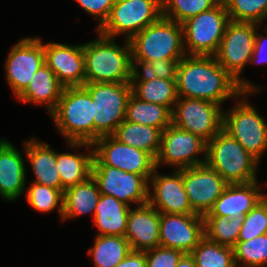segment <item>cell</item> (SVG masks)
Instances as JSON below:
<instances>
[{
    "mask_svg": "<svg viewBox=\"0 0 267 267\" xmlns=\"http://www.w3.org/2000/svg\"><path fill=\"white\" fill-rule=\"evenodd\" d=\"M176 86L178 97L202 99L219 105L243 92L215 56L185 55L178 64Z\"/></svg>",
    "mask_w": 267,
    "mask_h": 267,
    "instance_id": "6da1fadb",
    "label": "cell"
},
{
    "mask_svg": "<svg viewBox=\"0 0 267 267\" xmlns=\"http://www.w3.org/2000/svg\"><path fill=\"white\" fill-rule=\"evenodd\" d=\"M95 40L83 43L85 84L130 83L131 45L129 40L120 46L111 38L98 33Z\"/></svg>",
    "mask_w": 267,
    "mask_h": 267,
    "instance_id": "7a4b0ae2",
    "label": "cell"
},
{
    "mask_svg": "<svg viewBox=\"0 0 267 267\" xmlns=\"http://www.w3.org/2000/svg\"><path fill=\"white\" fill-rule=\"evenodd\" d=\"M50 116L67 143H94V103L83 86L64 87Z\"/></svg>",
    "mask_w": 267,
    "mask_h": 267,
    "instance_id": "3957f363",
    "label": "cell"
},
{
    "mask_svg": "<svg viewBox=\"0 0 267 267\" xmlns=\"http://www.w3.org/2000/svg\"><path fill=\"white\" fill-rule=\"evenodd\" d=\"M206 164L228 184L257 180L259 161L223 128L207 142Z\"/></svg>",
    "mask_w": 267,
    "mask_h": 267,
    "instance_id": "277c9868",
    "label": "cell"
},
{
    "mask_svg": "<svg viewBox=\"0 0 267 267\" xmlns=\"http://www.w3.org/2000/svg\"><path fill=\"white\" fill-rule=\"evenodd\" d=\"M129 42L131 59L181 60L186 55L182 25L164 16L135 34Z\"/></svg>",
    "mask_w": 267,
    "mask_h": 267,
    "instance_id": "5b68a950",
    "label": "cell"
},
{
    "mask_svg": "<svg viewBox=\"0 0 267 267\" xmlns=\"http://www.w3.org/2000/svg\"><path fill=\"white\" fill-rule=\"evenodd\" d=\"M259 24L251 22L229 21L218 51L214 55L217 62L237 81L243 91L261 90L240 75L246 64L250 63Z\"/></svg>",
    "mask_w": 267,
    "mask_h": 267,
    "instance_id": "8992f818",
    "label": "cell"
},
{
    "mask_svg": "<svg viewBox=\"0 0 267 267\" xmlns=\"http://www.w3.org/2000/svg\"><path fill=\"white\" fill-rule=\"evenodd\" d=\"M249 94L255 93L243 91L236 98L237 104L223 111V129L260 162L267 151V124L252 103L244 99Z\"/></svg>",
    "mask_w": 267,
    "mask_h": 267,
    "instance_id": "52a82bcc",
    "label": "cell"
},
{
    "mask_svg": "<svg viewBox=\"0 0 267 267\" xmlns=\"http://www.w3.org/2000/svg\"><path fill=\"white\" fill-rule=\"evenodd\" d=\"M224 2L183 22V43L186 55L214 56L229 23Z\"/></svg>",
    "mask_w": 267,
    "mask_h": 267,
    "instance_id": "ba28073f",
    "label": "cell"
},
{
    "mask_svg": "<svg viewBox=\"0 0 267 267\" xmlns=\"http://www.w3.org/2000/svg\"><path fill=\"white\" fill-rule=\"evenodd\" d=\"M83 87L94 103V142L113 135L125 120L127 101L132 94L130 83H90Z\"/></svg>",
    "mask_w": 267,
    "mask_h": 267,
    "instance_id": "9c48e42d",
    "label": "cell"
},
{
    "mask_svg": "<svg viewBox=\"0 0 267 267\" xmlns=\"http://www.w3.org/2000/svg\"><path fill=\"white\" fill-rule=\"evenodd\" d=\"M161 16V0H115L107 20L95 31L116 39L123 35L130 40Z\"/></svg>",
    "mask_w": 267,
    "mask_h": 267,
    "instance_id": "30bf717a",
    "label": "cell"
},
{
    "mask_svg": "<svg viewBox=\"0 0 267 267\" xmlns=\"http://www.w3.org/2000/svg\"><path fill=\"white\" fill-rule=\"evenodd\" d=\"M223 107L210 101L178 97L172 124L210 141L223 128Z\"/></svg>",
    "mask_w": 267,
    "mask_h": 267,
    "instance_id": "8fae6325",
    "label": "cell"
},
{
    "mask_svg": "<svg viewBox=\"0 0 267 267\" xmlns=\"http://www.w3.org/2000/svg\"><path fill=\"white\" fill-rule=\"evenodd\" d=\"M207 142L173 124L161 133L160 150L155 159L157 168L161 164L173 166L175 170L198 166L206 163ZM201 154L204 157L198 158Z\"/></svg>",
    "mask_w": 267,
    "mask_h": 267,
    "instance_id": "7c38bea8",
    "label": "cell"
},
{
    "mask_svg": "<svg viewBox=\"0 0 267 267\" xmlns=\"http://www.w3.org/2000/svg\"><path fill=\"white\" fill-rule=\"evenodd\" d=\"M93 165H108L142 175L147 181L156 169L155 159L147 152L119 142L112 135L103 136L93 144Z\"/></svg>",
    "mask_w": 267,
    "mask_h": 267,
    "instance_id": "4fadbf2b",
    "label": "cell"
},
{
    "mask_svg": "<svg viewBox=\"0 0 267 267\" xmlns=\"http://www.w3.org/2000/svg\"><path fill=\"white\" fill-rule=\"evenodd\" d=\"M45 63L44 44L39 37L15 43L5 60V76L16 98L28 87L33 75Z\"/></svg>",
    "mask_w": 267,
    "mask_h": 267,
    "instance_id": "5bb4252c",
    "label": "cell"
},
{
    "mask_svg": "<svg viewBox=\"0 0 267 267\" xmlns=\"http://www.w3.org/2000/svg\"><path fill=\"white\" fill-rule=\"evenodd\" d=\"M91 176L100 194L111 195L130 205H142L148 201V181L139 174L126 172L108 165H92Z\"/></svg>",
    "mask_w": 267,
    "mask_h": 267,
    "instance_id": "9a60e30c",
    "label": "cell"
},
{
    "mask_svg": "<svg viewBox=\"0 0 267 267\" xmlns=\"http://www.w3.org/2000/svg\"><path fill=\"white\" fill-rule=\"evenodd\" d=\"M182 179L192 210L204 216L228 183L206 163L182 169Z\"/></svg>",
    "mask_w": 267,
    "mask_h": 267,
    "instance_id": "2e32d148",
    "label": "cell"
},
{
    "mask_svg": "<svg viewBox=\"0 0 267 267\" xmlns=\"http://www.w3.org/2000/svg\"><path fill=\"white\" fill-rule=\"evenodd\" d=\"M160 246L190 254L205 236L200 214L160 213Z\"/></svg>",
    "mask_w": 267,
    "mask_h": 267,
    "instance_id": "e0dca14e",
    "label": "cell"
},
{
    "mask_svg": "<svg viewBox=\"0 0 267 267\" xmlns=\"http://www.w3.org/2000/svg\"><path fill=\"white\" fill-rule=\"evenodd\" d=\"M157 169L156 167L153 175L148 180L147 202L159 213L196 214L191 208L184 188L182 169L175 170L170 175L159 174Z\"/></svg>",
    "mask_w": 267,
    "mask_h": 267,
    "instance_id": "ac0fdd59",
    "label": "cell"
},
{
    "mask_svg": "<svg viewBox=\"0 0 267 267\" xmlns=\"http://www.w3.org/2000/svg\"><path fill=\"white\" fill-rule=\"evenodd\" d=\"M45 64L64 87L85 85L83 44L44 43Z\"/></svg>",
    "mask_w": 267,
    "mask_h": 267,
    "instance_id": "d6986e66",
    "label": "cell"
},
{
    "mask_svg": "<svg viewBox=\"0 0 267 267\" xmlns=\"http://www.w3.org/2000/svg\"><path fill=\"white\" fill-rule=\"evenodd\" d=\"M160 213L148 202L130 208L125 238L131 250L146 251L160 246Z\"/></svg>",
    "mask_w": 267,
    "mask_h": 267,
    "instance_id": "ffe728a7",
    "label": "cell"
},
{
    "mask_svg": "<svg viewBox=\"0 0 267 267\" xmlns=\"http://www.w3.org/2000/svg\"><path fill=\"white\" fill-rule=\"evenodd\" d=\"M258 181L228 184L213 207L204 216L227 218L247 215L267 194L262 193Z\"/></svg>",
    "mask_w": 267,
    "mask_h": 267,
    "instance_id": "44dd1931",
    "label": "cell"
},
{
    "mask_svg": "<svg viewBox=\"0 0 267 267\" xmlns=\"http://www.w3.org/2000/svg\"><path fill=\"white\" fill-rule=\"evenodd\" d=\"M25 158L11 142L0 139V196L15 201L26 190Z\"/></svg>",
    "mask_w": 267,
    "mask_h": 267,
    "instance_id": "7402d4cb",
    "label": "cell"
},
{
    "mask_svg": "<svg viewBox=\"0 0 267 267\" xmlns=\"http://www.w3.org/2000/svg\"><path fill=\"white\" fill-rule=\"evenodd\" d=\"M25 144V158L31 165L35 175L34 183L45 185L62 191L61 178L56 163V151L33 137Z\"/></svg>",
    "mask_w": 267,
    "mask_h": 267,
    "instance_id": "603a6c76",
    "label": "cell"
},
{
    "mask_svg": "<svg viewBox=\"0 0 267 267\" xmlns=\"http://www.w3.org/2000/svg\"><path fill=\"white\" fill-rule=\"evenodd\" d=\"M68 145L72 150H78L80 147H88L87 149L89 151L87 150L85 154L56 152V163L61 178L63 193L66 188L82 183L91 176L94 157L93 146L90 143L68 142Z\"/></svg>",
    "mask_w": 267,
    "mask_h": 267,
    "instance_id": "cb8c5ba5",
    "label": "cell"
},
{
    "mask_svg": "<svg viewBox=\"0 0 267 267\" xmlns=\"http://www.w3.org/2000/svg\"><path fill=\"white\" fill-rule=\"evenodd\" d=\"M64 86L54 72L44 63L33 75L28 87L17 97L23 103H33L36 107L45 105L50 114L59 101Z\"/></svg>",
    "mask_w": 267,
    "mask_h": 267,
    "instance_id": "d4e9b609",
    "label": "cell"
},
{
    "mask_svg": "<svg viewBox=\"0 0 267 267\" xmlns=\"http://www.w3.org/2000/svg\"><path fill=\"white\" fill-rule=\"evenodd\" d=\"M129 205L111 195L101 194L94 213V225L97 235L125 236Z\"/></svg>",
    "mask_w": 267,
    "mask_h": 267,
    "instance_id": "484cf974",
    "label": "cell"
},
{
    "mask_svg": "<svg viewBox=\"0 0 267 267\" xmlns=\"http://www.w3.org/2000/svg\"><path fill=\"white\" fill-rule=\"evenodd\" d=\"M101 194L92 176L77 185L68 187L63 193L62 222L85 214L94 213Z\"/></svg>",
    "mask_w": 267,
    "mask_h": 267,
    "instance_id": "4316f807",
    "label": "cell"
},
{
    "mask_svg": "<svg viewBox=\"0 0 267 267\" xmlns=\"http://www.w3.org/2000/svg\"><path fill=\"white\" fill-rule=\"evenodd\" d=\"M162 131L156 127L124 120L113 133L119 142L149 153L156 159L161 142Z\"/></svg>",
    "mask_w": 267,
    "mask_h": 267,
    "instance_id": "83f0119b",
    "label": "cell"
},
{
    "mask_svg": "<svg viewBox=\"0 0 267 267\" xmlns=\"http://www.w3.org/2000/svg\"><path fill=\"white\" fill-rule=\"evenodd\" d=\"M125 120L163 131L172 124V112L165 106L141 101L131 94L127 101Z\"/></svg>",
    "mask_w": 267,
    "mask_h": 267,
    "instance_id": "f1b7e54d",
    "label": "cell"
},
{
    "mask_svg": "<svg viewBox=\"0 0 267 267\" xmlns=\"http://www.w3.org/2000/svg\"><path fill=\"white\" fill-rule=\"evenodd\" d=\"M88 250L94 267H114L131 251L128 240L122 236L96 235Z\"/></svg>",
    "mask_w": 267,
    "mask_h": 267,
    "instance_id": "f546056e",
    "label": "cell"
},
{
    "mask_svg": "<svg viewBox=\"0 0 267 267\" xmlns=\"http://www.w3.org/2000/svg\"><path fill=\"white\" fill-rule=\"evenodd\" d=\"M132 94L141 101L159 104L171 112L178 100L176 81L157 78L146 82H130Z\"/></svg>",
    "mask_w": 267,
    "mask_h": 267,
    "instance_id": "4dcf8cb0",
    "label": "cell"
},
{
    "mask_svg": "<svg viewBox=\"0 0 267 267\" xmlns=\"http://www.w3.org/2000/svg\"><path fill=\"white\" fill-rule=\"evenodd\" d=\"M203 218L204 233L210 241L232 248L236 245L245 215L237 218L225 216H203Z\"/></svg>",
    "mask_w": 267,
    "mask_h": 267,
    "instance_id": "1f68e13d",
    "label": "cell"
},
{
    "mask_svg": "<svg viewBox=\"0 0 267 267\" xmlns=\"http://www.w3.org/2000/svg\"><path fill=\"white\" fill-rule=\"evenodd\" d=\"M197 267H236L234 249L204 236L190 253Z\"/></svg>",
    "mask_w": 267,
    "mask_h": 267,
    "instance_id": "d6a6232c",
    "label": "cell"
},
{
    "mask_svg": "<svg viewBox=\"0 0 267 267\" xmlns=\"http://www.w3.org/2000/svg\"><path fill=\"white\" fill-rule=\"evenodd\" d=\"M180 60H155L146 62L139 59H131L130 82H146L157 78L176 81L177 68ZM139 67L143 73H140Z\"/></svg>",
    "mask_w": 267,
    "mask_h": 267,
    "instance_id": "836d02e7",
    "label": "cell"
},
{
    "mask_svg": "<svg viewBox=\"0 0 267 267\" xmlns=\"http://www.w3.org/2000/svg\"><path fill=\"white\" fill-rule=\"evenodd\" d=\"M233 249L236 267L267 266V234L248 241H237Z\"/></svg>",
    "mask_w": 267,
    "mask_h": 267,
    "instance_id": "e575fe53",
    "label": "cell"
},
{
    "mask_svg": "<svg viewBox=\"0 0 267 267\" xmlns=\"http://www.w3.org/2000/svg\"><path fill=\"white\" fill-rule=\"evenodd\" d=\"M221 0H161L162 16L182 24L215 7Z\"/></svg>",
    "mask_w": 267,
    "mask_h": 267,
    "instance_id": "d590c367",
    "label": "cell"
},
{
    "mask_svg": "<svg viewBox=\"0 0 267 267\" xmlns=\"http://www.w3.org/2000/svg\"><path fill=\"white\" fill-rule=\"evenodd\" d=\"M229 19L237 22L263 24L267 20V0H222Z\"/></svg>",
    "mask_w": 267,
    "mask_h": 267,
    "instance_id": "8d00e7d4",
    "label": "cell"
},
{
    "mask_svg": "<svg viewBox=\"0 0 267 267\" xmlns=\"http://www.w3.org/2000/svg\"><path fill=\"white\" fill-rule=\"evenodd\" d=\"M29 205L38 212H52L58 209L60 219L63 216V192L45 185L32 182L26 192Z\"/></svg>",
    "mask_w": 267,
    "mask_h": 267,
    "instance_id": "74e56055",
    "label": "cell"
},
{
    "mask_svg": "<svg viewBox=\"0 0 267 267\" xmlns=\"http://www.w3.org/2000/svg\"><path fill=\"white\" fill-rule=\"evenodd\" d=\"M264 234H267V196L245 215L238 241H248Z\"/></svg>",
    "mask_w": 267,
    "mask_h": 267,
    "instance_id": "f35d334b",
    "label": "cell"
},
{
    "mask_svg": "<svg viewBox=\"0 0 267 267\" xmlns=\"http://www.w3.org/2000/svg\"><path fill=\"white\" fill-rule=\"evenodd\" d=\"M146 267H176L183 255L179 250L158 246L145 251Z\"/></svg>",
    "mask_w": 267,
    "mask_h": 267,
    "instance_id": "ab89813d",
    "label": "cell"
},
{
    "mask_svg": "<svg viewBox=\"0 0 267 267\" xmlns=\"http://www.w3.org/2000/svg\"><path fill=\"white\" fill-rule=\"evenodd\" d=\"M80 4V6L84 9V11L96 17L98 20V26L96 30L100 28L104 22L107 20L110 11L114 5L115 0H75Z\"/></svg>",
    "mask_w": 267,
    "mask_h": 267,
    "instance_id": "60d3db41",
    "label": "cell"
},
{
    "mask_svg": "<svg viewBox=\"0 0 267 267\" xmlns=\"http://www.w3.org/2000/svg\"><path fill=\"white\" fill-rule=\"evenodd\" d=\"M266 35H258V30L255 36L254 50L251 56V64H266L267 66V25L265 26Z\"/></svg>",
    "mask_w": 267,
    "mask_h": 267,
    "instance_id": "b9f144b4",
    "label": "cell"
},
{
    "mask_svg": "<svg viewBox=\"0 0 267 267\" xmlns=\"http://www.w3.org/2000/svg\"><path fill=\"white\" fill-rule=\"evenodd\" d=\"M114 267H146L145 251L131 250L127 256Z\"/></svg>",
    "mask_w": 267,
    "mask_h": 267,
    "instance_id": "7bdbcfd3",
    "label": "cell"
},
{
    "mask_svg": "<svg viewBox=\"0 0 267 267\" xmlns=\"http://www.w3.org/2000/svg\"><path fill=\"white\" fill-rule=\"evenodd\" d=\"M176 267H197L191 254H183L176 264Z\"/></svg>",
    "mask_w": 267,
    "mask_h": 267,
    "instance_id": "ee69618b",
    "label": "cell"
}]
</instances>
